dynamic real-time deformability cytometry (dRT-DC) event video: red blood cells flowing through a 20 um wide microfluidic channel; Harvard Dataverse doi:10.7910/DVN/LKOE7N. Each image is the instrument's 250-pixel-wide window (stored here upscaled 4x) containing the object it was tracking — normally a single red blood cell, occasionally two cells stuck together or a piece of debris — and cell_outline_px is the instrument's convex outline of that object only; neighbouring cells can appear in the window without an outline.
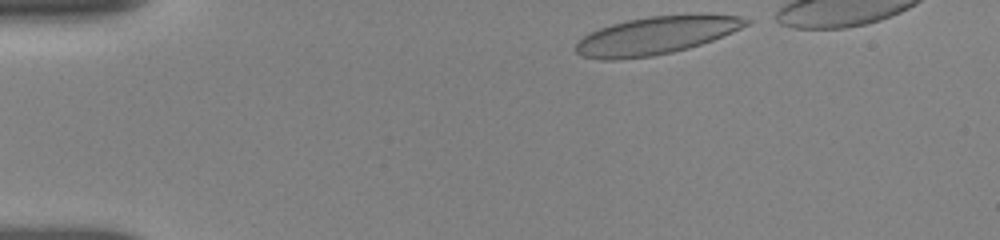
{"species": "human", "species_latin": "Homo sapiens", "temperature_condition": "room temperature", "stored_images_in_passage": 21, "camera_frame_rate_fps": 3000, "um_per_image_px": 0.085, "donor": {"sex": "female"}, "frame": {"image": 1, "passage_image": 1, "time_ms": 0.0, "image_size_px": [1000, 240], "cell_outline_px": [[752, 20], [748, 24], [732, 32], [712, 40], [688, 48], [672, 52], [652, 56], [612, 60], [604, 60], [580, 56], [576, 52], [576, 44], [584, 36], [600, 28], [612, 24], [628, 20], [648, 16], [700, 12], [740, 16]], "centroid_in_image_um": [55.82, 2.98], "position_along_channel_um": 29.2, "area_um2": 37.86}}
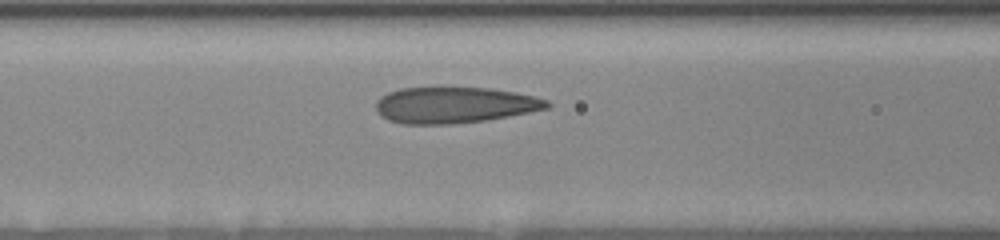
{"frame": {"image": 2, "passage_image": 14, "time_ms": 4.333, "image_size_px": [1000, 240], "cell_outline_px": [[552, 104], [548, 108], [508, 116], [484, 120], [452, 124], [404, 124], [388, 120], [380, 116], [376, 112], [376, 100], [380, 96], [388, 92], [400, 88], [436, 84], [448, 84], [492, 88], [516, 92], [548, 100]], "centroid_in_image_um": [38.56, 8.87], "position_along_channel_um": 128.0, "area_um2": 37.51}}
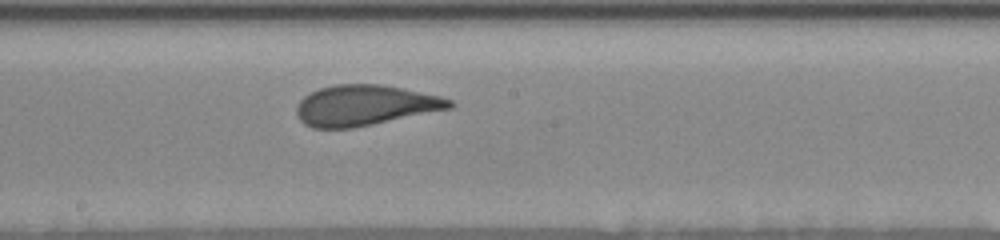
{"frame": {"image": 3, "passage_image": 21, "time_ms": 6.667, "image_size_px": [1000, 240], "cell_outline_px": [[456, 104], [452, 108], [352, 128], [312, 128], [304, 124], [296, 116], [296, 104], [304, 96], [320, 88], [336, 84], [380, 84], [404, 88], [440, 96], [452, 100]], "centroid_in_image_um": [31.0, 8.95], "position_along_channel_um": 217.2, "area_um2": 36.18}}